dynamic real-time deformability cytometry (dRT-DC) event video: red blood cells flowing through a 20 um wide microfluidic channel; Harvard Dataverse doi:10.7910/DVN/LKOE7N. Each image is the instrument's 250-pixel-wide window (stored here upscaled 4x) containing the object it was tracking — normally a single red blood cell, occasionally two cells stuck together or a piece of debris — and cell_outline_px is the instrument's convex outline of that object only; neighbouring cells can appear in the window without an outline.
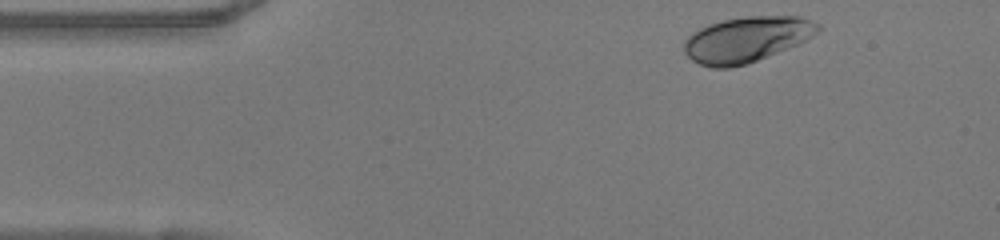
{"species": "human", "species_latin": "Homo sapiens", "temperature_condition": "warm", "stored_images_in_passage": 45, "camera_frame_rate_fps": 3000, "um_per_image_px": 0.085, "donor": {"sex": "female"}, "frame": {"image": 1, "passage_image": 2, "time_ms": 0.333, "image_size_px": [1000, 240], "cell_outline_px": [[820, 28], [812, 36], [796, 44], [768, 56], [748, 64], [728, 68], [712, 68], [700, 64], [692, 60], [684, 52], [684, 40], [692, 32], [708, 24], [724, 20], [744, 16], [800, 16], [820, 24]], "centroid_in_image_um": [63.42, 3.35], "position_along_channel_um": 21.6, "area_um2": 35.37}}
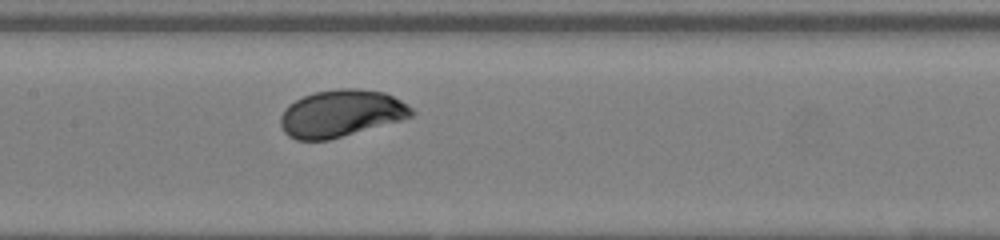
{"frame": {"image": 2, "passage_image": 19, "time_ms": 6.0, "image_size_px": [1000, 240], "cell_outline_px": [[416, 112], [412, 116], [404, 120], [328, 140], [296, 140], [288, 136], [284, 132], [280, 124], [280, 116], [284, 108], [288, 104], [312, 92], [340, 88], [356, 88], [384, 92], [400, 100], [412, 108]], "centroid_in_image_um": [28.99, 9.64], "position_along_channel_um": 178.4, "area_um2": 36.24}}
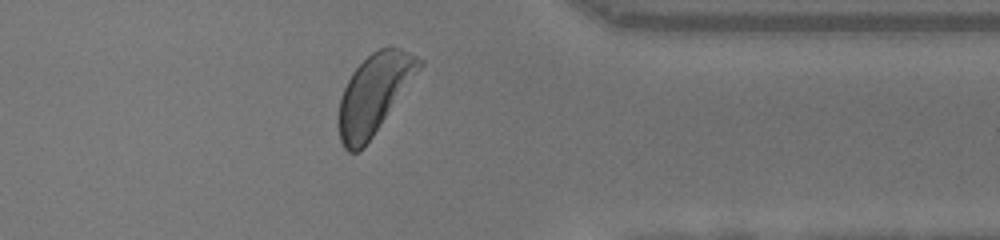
{"frame": {"image": 3, "passage_image": 35, "time_ms": 11.333, "image_size_px": [1000, 240], "cell_outline_px": [[424, 64], [364, 148], [356, 152], [348, 152], [344, 148], [340, 140], [336, 120], [340, 96], [352, 72], [372, 52], [380, 48], [400, 48], [424, 60]], "centroid_in_image_um": [31.76, 8.02], "position_along_channel_um": 379.6, "area_um2": 37.11}, "authors_computed_cell_mechanics": {"area_um2": 35.8938, "velocity_mm_per_s": 4.0187, "shape_relaxation_time_tau1_ms": 1.8582, "shape_relaxation_time_tau2_ms": null, "deformation_change_tau1": 0.1238, "deformation_change_tau2": null}}